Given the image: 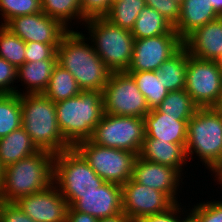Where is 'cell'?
<instances>
[{"label": "cell", "instance_id": "6da1fadb", "mask_svg": "<svg viewBox=\"0 0 222 222\" xmlns=\"http://www.w3.org/2000/svg\"><path fill=\"white\" fill-rule=\"evenodd\" d=\"M57 63L75 77L82 91L103 92L111 74L83 31L69 30L62 37L57 47Z\"/></svg>", "mask_w": 222, "mask_h": 222}, {"label": "cell", "instance_id": "7a4b0ae2", "mask_svg": "<svg viewBox=\"0 0 222 222\" xmlns=\"http://www.w3.org/2000/svg\"><path fill=\"white\" fill-rule=\"evenodd\" d=\"M56 117L66 142L75 147L89 140L104 115L103 92L81 91L78 95L55 103Z\"/></svg>", "mask_w": 222, "mask_h": 222}, {"label": "cell", "instance_id": "3957f363", "mask_svg": "<svg viewBox=\"0 0 222 222\" xmlns=\"http://www.w3.org/2000/svg\"><path fill=\"white\" fill-rule=\"evenodd\" d=\"M54 156L52 152L39 150L4 168L0 200L16 202L52 185Z\"/></svg>", "mask_w": 222, "mask_h": 222}, {"label": "cell", "instance_id": "277c9868", "mask_svg": "<svg viewBox=\"0 0 222 222\" xmlns=\"http://www.w3.org/2000/svg\"><path fill=\"white\" fill-rule=\"evenodd\" d=\"M21 110L22 127L39 150L57 154L71 148L60 131L51 99L43 93L21 95Z\"/></svg>", "mask_w": 222, "mask_h": 222}, {"label": "cell", "instance_id": "5b68a950", "mask_svg": "<svg viewBox=\"0 0 222 222\" xmlns=\"http://www.w3.org/2000/svg\"><path fill=\"white\" fill-rule=\"evenodd\" d=\"M185 148L189 164L198 157L209 172L222 161V112L217 107L197 109L188 121Z\"/></svg>", "mask_w": 222, "mask_h": 222}, {"label": "cell", "instance_id": "8992f818", "mask_svg": "<svg viewBox=\"0 0 222 222\" xmlns=\"http://www.w3.org/2000/svg\"><path fill=\"white\" fill-rule=\"evenodd\" d=\"M82 26L88 31L84 35L111 72L128 70L135 42L130 30L112 24L105 17L87 19Z\"/></svg>", "mask_w": 222, "mask_h": 222}, {"label": "cell", "instance_id": "52a82bcc", "mask_svg": "<svg viewBox=\"0 0 222 222\" xmlns=\"http://www.w3.org/2000/svg\"><path fill=\"white\" fill-rule=\"evenodd\" d=\"M105 182L75 147L55 154L53 184L68 202L69 207L81 198V194L92 192Z\"/></svg>", "mask_w": 222, "mask_h": 222}, {"label": "cell", "instance_id": "ba28073f", "mask_svg": "<svg viewBox=\"0 0 222 222\" xmlns=\"http://www.w3.org/2000/svg\"><path fill=\"white\" fill-rule=\"evenodd\" d=\"M144 137V118L104 113L89 140L98 145L122 149L139 155Z\"/></svg>", "mask_w": 222, "mask_h": 222}, {"label": "cell", "instance_id": "9c48e42d", "mask_svg": "<svg viewBox=\"0 0 222 222\" xmlns=\"http://www.w3.org/2000/svg\"><path fill=\"white\" fill-rule=\"evenodd\" d=\"M75 148L88 161L95 173L106 182L122 186L132 178L137 154L98 145L90 140L79 142Z\"/></svg>", "mask_w": 222, "mask_h": 222}, {"label": "cell", "instance_id": "30bf717a", "mask_svg": "<svg viewBox=\"0 0 222 222\" xmlns=\"http://www.w3.org/2000/svg\"><path fill=\"white\" fill-rule=\"evenodd\" d=\"M185 90L199 108L218 107L222 100V67L215 60L189 55Z\"/></svg>", "mask_w": 222, "mask_h": 222}, {"label": "cell", "instance_id": "8fae6325", "mask_svg": "<svg viewBox=\"0 0 222 222\" xmlns=\"http://www.w3.org/2000/svg\"><path fill=\"white\" fill-rule=\"evenodd\" d=\"M104 113L142 117L150 111L133 77L126 71L111 72L103 90Z\"/></svg>", "mask_w": 222, "mask_h": 222}, {"label": "cell", "instance_id": "7c38bea8", "mask_svg": "<svg viewBox=\"0 0 222 222\" xmlns=\"http://www.w3.org/2000/svg\"><path fill=\"white\" fill-rule=\"evenodd\" d=\"M183 41L178 34H162L137 39L130 66L126 72L157 71L159 66L173 56Z\"/></svg>", "mask_w": 222, "mask_h": 222}, {"label": "cell", "instance_id": "4fadbf2b", "mask_svg": "<svg viewBox=\"0 0 222 222\" xmlns=\"http://www.w3.org/2000/svg\"><path fill=\"white\" fill-rule=\"evenodd\" d=\"M122 187V210L132 222L167 211L175 203L164 193L132 178Z\"/></svg>", "mask_w": 222, "mask_h": 222}, {"label": "cell", "instance_id": "5bb4252c", "mask_svg": "<svg viewBox=\"0 0 222 222\" xmlns=\"http://www.w3.org/2000/svg\"><path fill=\"white\" fill-rule=\"evenodd\" d=\"M4 26L25 43L60 44L62 37L69 31L43 12L14 17Z\"/></svg>", "mask_w": 222, "mask_h": 222}, {"label": "cell", "instance_id": "9a60e30c", "mask_svg": "<svg viewBox=\"0 0 222 222\" xmlns=\"http://www.w3.org/2000/svg\"><path fill=\"white\" fill-rule=\"evenodd\" d=\"M18 207L34 222H66L69 204L54 184L19 198Z\"/></svg>", "mask_w": 222, "mask_h": 222}, {"label": "cell", "instance_id": "2e32d148", "mask_svg": "<svg viewBox=\"0 0 222 222\" xmlns=\"http://www.w3.org/2000/svg\"><path fill=\"white\" fill-rule=\"evenodd\" d=\"M184 178L185 176L173 167L144 160L139 156L135 160L132 172L135 182L164 192L174 203L180 202L178 189L183 188Z\"/></svg>", "mask_w": 222, "mask_h": 222}, {"label": "cell", "instance_id": "e0dca14e", "mask_svg": "<svg viewBox=\"0 0 222 222\" xmlns=\"http://www.w3.org/2000/svg\"><path fill=\"white\" fill-rule=\"evenodd\" d=\"M75 211L87 213L93 217H112L122 210V187L121 185L105 182L94 191L81 194L72 206Z\"/></svg>", "mask_w": 222, "mask_h": 222}, {"label": "cell", "instance_id": "ac0fdd59", "mask_svg": "<svg viewBox=\"0 0 222 222\" xmlns=\"http://www.w3.org/2000/svg\"><path fill=\"white\" fill-rule=\"evenodd\" d=\"M192 116H171L160 112L157 108L150 110L145 116V137L160 139L170 143L187 142L188 121Z\"/></svg>", "mask_w": 222, "mask_h": 222}, {"label": "cell", "instance_id": "d6986e66", "mask_svg": "<svg viewBox=\"0 0 222 222\" xmlns=\"http://www.w3.org/2000/svg\"><path fill=\"white\" fill-rule=\"evenodd\" d=\"M189 55L204 60H216L222 53V17L197 28L184 41Z\"/></svg>", "mask_w": 222, "mask_h": 222}, {"label": "cell", "instance_id": "ffe728a7", "mask_svg": "<svg viewBox=\"0 0 222 222\" xmlns=\"http://www.w3.org/2000/svg\"><path fill=\"white\" fill-rule=\"evenodd\" d=\"M138 156L144 160L173 167L182 175L184 172L186 174L184 170L187 167V162H189L186 148L182 144L160 141V139L153 138H144Z\"/></svg>", "mask_w": 222, "mask_h": 222}, {"label": "cell", "instance_id": "44dd1931", "mask_svg": "<svg viewBox=\"0 0 222 222\" xmlns=\"http://www.w3.org/2000/svg\"><path fill=\"white\" fill-rule=\"evenodd\" d=\"M219 17L209 0H184L180 4V17L174 30L184 41L197 28Z\"/></svg>", "mask_w": 222, "mask_h": 222}, {"label": "cell", "instance_id": "7402d4cb", "mask_svg": "<svg viewBox=\"0 0 222 222\" xmlns=\"http://www.w3.org/2000/svg\"><path fill=\"white\" fill-rule=\"evenodd\" d=\"M56 64L57 59H48L24 63L21 65L17 69V83L21 82V85L22 87H25V90H21L20 88L17 90V94L24 95L43 93L48 86L53 68Z\"/></svg>", "mask_w": 222, "mask_h": 222}, {"label": "cell", "instance_id": "603a6c76", "mask_svg": "<svg viewBox=\"0 0 222 222\" xmlns=\"http://www.w3.org/2000/svg\"><path fill=\"white\" fill-rule=\"evenodd\" d=\"M38 151L30 135L21 126L0 138V165L4 169Z\"/></svg>", "mask_w": 222, "mask_h": 222}, {"label": "cell", "instance_id": "cb8c5ba5", "mask_svg": "<svg viewBox=\"0 0 222 222\" xmlns=\"http://www.w3.org/2000/svg\"><path fill=\"white\" fill-rule=\"evenodd\" d=\"M131 34L134 39L149 38L162 34H177L174 26L154 8L145 6L138 15Z\"/></svg>", "mask_w": 222, "mask_h": 222}, {"label": "cell", "instance_id": "d4e9b609", "mask_svg": "<svg viewBox=\"0 0 222 222\" xmlns=\"http://www.w3.org/2000/svg\"><path fill=\"white\" fill-rule=\"evenodd\" d=\"M187 61L188 50L182 46L159 66L157 72L168 92L185 89Z\"/></svg>", "mask_w": 222, "mask_h": 222}, {"label": "cell", "instance_id": "484cf974", "mask_svg": "<svg viewBox=\"0 0 222 222\" xmlns=\"http://www.w3.org/2000/svg\"><path fill=\"white\" fill-rule=\"evenodd\" d=\"M81 91L75 77L57 63L53 68L48 86L43 94L56 103L72 98Z\"/></svg>", "mask_w": 222, "mask_h": 222}, {"label": "cell", "instance_id": "4316f807", "mask_svg": "<svg viewBox=\"0 0 222 222\" xmlns=\"http://www.w3.org/2000/svg\"><path fill=\"white\" fill-rule=\"evenodd\" d=\"M145 97L149 110L156 109L168 95L161 74L157 71L128 72Z\"/></svg>", "mask_w": 222, "mask_h": 222}, {"label": "cell", "instance_id": "83f0119b", "mask_svg": "<svg viewBox=\"0 0 222 222\" xmlns=\"http://www.w3.org/2000/svg\"><path fill=\"white\" fill-rule=\"evenodd\" d=\"M41 8L43 13L59 21L68 30H74L72 26L75 23H82L80 0H41Z\"/></svg>", "mask_w": 222, "mask_h": 222}, {"label": "cell", "instance_id": "f1b7e54d", "mask_svg": "<svg viewBox=\"0 0 222 222\" xmlns=\"http://www.w3.org/2000/svg\"><path fill=\"white\" fill-rule=\"evenodd\" d=\"M22 126L21 95L0 94V138Z\"/></svg>", "mask_w": 222, "mask_h": 222}, {"label": "cell", "instance_id": "f546056e", "mask_svg": "<svg viewBox=\"0 0 222 222\" xmlns=\"http://www.w3.org/2000/svg\"><path fill=\"white\" fill-rule=\"evenodd\" d=\"M145 6V0H119L112 3L105 18L112 24L131 31L138 15Z\"/></svg>", "mask_w": 222, "mask_h": 222}, {"label": "cell", "instance_id": "4dcf8cb0", "mask_svg": "<svg viewBox=\"0 0 222 222\" xmlns=\"http://www.w3.org/2000/svg\"><path fill=\"white\" fill-rule=\"evenodd\" d=\"M26 43L4 25H0V57L16 69L25 63Z\"/></svg>", "mask_w": 222, "mask_h": 222}, {"label": "cell", "instance_id": "1f68e13d", "mask_svg": "<svg viewBox=\"0 0 222 222\" xmlns=\"http://www.w3.org/2000/svg\"><path fill=\"white\" fill-rule=\"evenodd\" d=\"M199 107L185 89L168 92L157 109L171 116H193Z\"/></svg>", "mask_w": 222, "mask_h": 222}, {"label": "cell", "instance_id": "d6a6232c", "mask_svg": "<svg viewBox=\"0 0 222 222\" xmlns=\"http://www.w3.org/2000/svg\"><path fill=\"white\" fill-rule=\"evenodd\" d=\"M0 12V25H5L14 17L42 12L41 0H0Z\"/></svg>", "mask_w": 222, "mask_h": 222}, {"label": "cell", "instance_id": "836d02e7", "mask_svg": "<svg viewBox=\"0 0 222 222\" xmlns=\"http://www.w3.org/2000/svg\"><path fill=\"white\" fill-rule=\"evenodd\" d=\"M195 204L189 210L200 222H222V201L220 198L217 201L211 199V201H200Z\"/></svg>", "mask_w": 222, "mask_h": 222}, {"label": "cell", "instance_id": "e575fe53", "mask_svg": "<svg viewBox=\"0 0 222 222\" xmlns=\"http://www.w3.org/2000/svg\"><path fill=\"white\" fill-rule=\"evenodd\" d=\"M58 46L59 44H45L38 42L26 43L25 63L57 59Z\"/></svg>", "mask_w": 222, "mask_h": 222}, {"label": "cell", "instance_id": "d590c367", "mask_svg": "<svg viewBox=\"0 0 222 222\" xmlns=\"http://www.w3.org/2000/svg\"><path fill=\"white\" fill-rule=\"evenodd\" d=\"M17 69L4 58L0 57V94L17 93Z\"/></svg>", "mask_w": 222, "mask_h": 222}, {"label": "cell", "instance_id": "8d00e7d4", "mask_svg": "<svg viewBox=\"0 0 222 222\" xmlns=\"http://www.w3.org/2000/svg\"><path fill=\"white\" fill-rule=\"evenodd\" d=\"M82 24L87 19L105 17L111 9L112 0H80Z\"/></svg>", "mask_w": 222, "mask_h": 222}, {"label": "cell", "instance_id": "74e56055", "mask_svg": "<svg viewBox=\"0 0 222 222\" xmlns=\"http://www.w3.org/2000/svg\"><path fill=\"white\" fill-rule=\"evenodd\" d=\"M146 6L154 8L175 26L180 17V4L174 0H145Z\"/></svg>", "mask_w": 222, "mask_h": 222}, {"label": "cell", "instance_id": "f35d334b", "mask_svg": "<svg viewBox=\"0 0 222 222\" xmlns=\"http://www.w3.org/2000/svg\"><path fill=\"white\" fill-rule=\"evenodd\" d=\"M0 222H34L15 202H2Z\"/></svg>", "mask_w": 222, "mask_h": 222}, {"label": "cell", "instance_id": "ab89813d", "mask_svg": "<svg viewBox=\"0 0 222 222\" xmlns=\"http://www.w3.org/2000/svg\"><path fill=\"white\" fill-rule=\"evenodd\" d=\"M182 216L183 206L181 202H178L167 211L143 217L137 222H182Z\"/></svg>", "mask_w": 222, "mask_h": 222}, {"label": "cell", "instance_id": "60d3db41", "mask_svg": "<svg viewBox=\"0 0 222 222\" xmlns=\"http://www.w3.org/2000/svg\"><path fill=\"white\" fill-rule=\"evenodd\" d=\"M97 218L87 213L75 211L72 207L68 209L66 222H97Z\"/></svg>", "mask_w": 222, "mask_h": 222}, {"label": "cell", "instance_id": "b9f144b4", "mask_svg": "<svg viewBox=\"0 0 222 222\" xmlns=\"http://www.w3.org/2000/svg\"><path fill=\"white\" fill-rule=\"evenodd\" d=\"M97 222H132V221L124 212H121L112 217L99 218Z\"/></svg>", "mask_w": 222, "mask_h": 222}, {"label": "cell", "instance_id": "7bdbcfd3", "mask_svg": "<svg viewBox=\"0 0 222 222\" xmlns=\"http://www.w3.org/2000/svg\"><path fill=\"white\" fill-rule=\"evenodd\" d=\"M210 172L212 173L210 176H215L213 178L214 182L216 183L217 181V184L221 185L220 187L222 188V161L218 165H216Z\"/></svg>", "mask_w": 222, "mask_h": 222}, {"label": "cell", "instance_id": "ee69618b", "mask_svg": "<svg viewBox=\"0 0 222 222\" xmlns=\"http://www.w3.org/2000/svg\"><path fill=\"white\" fill-rule=\"evenodd\" d=\"M182 222H200L198 218L189 210H187L186 205H183V217Z\"/></svg>", "mask_w": 222, "mask_h": 222}, {"label": "cell", "instance_id": "f6af8a7d", "mask_svg": "<svg viewBox=\"0 0 222 222\" xmlns=\"http://www.w3.org/2000/svg\"><path fill=\"white\" fill-rule=\"evenodd\" d=\"M216 13L222 17V0H209Z\"/></svg>", "mask_w": 222, "mask_h": 222}, {"label": "cell", "instance_id": "bcb514c9", "mask_svg": "<svg viewBox=\"0 0 222 222\" xmlns=\"http://www.w3.org/2000/svg\"><path fill=\"white\" fill-rule=\"evenodd\" d=\"M2 184H3V168L0 165V191L2 188Z\"/></svg>", "mask_w": 222, "mask_h": 222}, {"label": "cell", "instance_id": "7dc6e473", "mask_svg": "<svg viewBox=\"0 0 222 222\" xmlns=\"http://www.w3.org/2000/svg\"><path fill=\"white\" fill-rule=\"evenodd\" d=\"M215 62L222 67V53L220 56L215 60Z\"/></svg>", "mask_w": 222, "mask_h": 222}, {"label": "cell", "instance_id": "c3c4849f", "mask_svg": "<svg viewBox=\"0 0 222 222\" xmlns=\"http://www.w3.org/2000/svg\"><path fill=\"white\" fill-rule=\"evenodd\" d=\"M217 108L222 112V100Z\"/></svg>", "mask_w": 222, "mask_h": 222}, {"label": "cell", "instance_id": "681fc988", "mask_svg": "<svg viewBox=\"0 0 222 222\" xmlns=\"http://www.w3.org/2000/svg\"><path fill=\"white\" fill-rule=\"evenodd\" d=\"M176 2H178L179 4H181L184 0H174Z\"/></svg>", "mask_w": 222, "mask_h": 222}]
</instances>
